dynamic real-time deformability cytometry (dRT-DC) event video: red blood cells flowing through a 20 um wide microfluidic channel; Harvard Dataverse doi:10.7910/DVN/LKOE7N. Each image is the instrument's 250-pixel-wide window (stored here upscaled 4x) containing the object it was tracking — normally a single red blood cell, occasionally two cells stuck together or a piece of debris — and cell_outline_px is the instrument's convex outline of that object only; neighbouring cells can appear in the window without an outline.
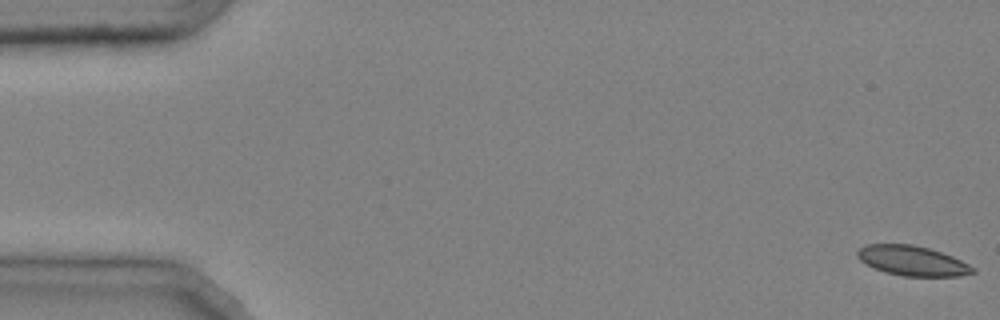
{"species": "common noctule bat (a hibernating species)", "species_latin": "Nyctalus noctula", "temperature_condition": "cold", "stored_images_in_passage": 48, "camera_frame_rate_fps": 3000, "um_per_image_px": 0.085, "animal": {"sex": "male", "body_mass_g": 20.4}, "frame": {"image": 1, "passage_image": 1, "time_ms": 0.0, "image_size_px": [1000, 320], "cell_outline_px": [[976, 272], [960, 276], [904, 276], [884, 272], [860, 260], [856, 256], [856, 252], [860, 248], [868, 244], [912, 244], [928, 248], [952, 256], [976, 268]], "centroid_in_image_um": [77.56, 22.16], "position_along_channel_um": 7.4, "area_um2": 19.94}}
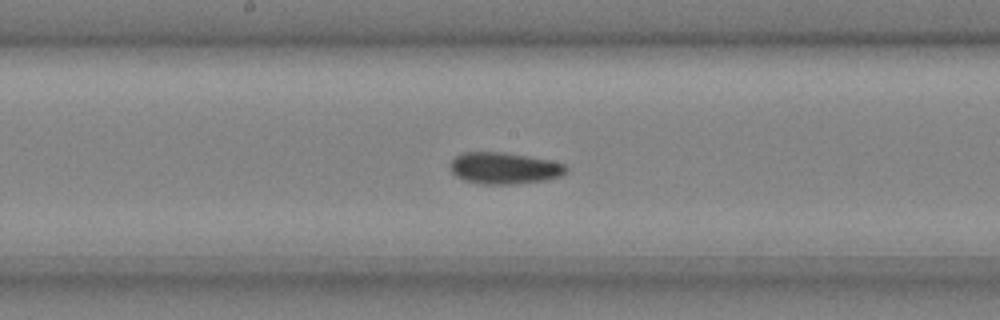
{"frame": {"image": 2, "passage_image": 26, "time_ms": 8.333, "image_size_px": [1000, 320], "cell_outline_px": [[568, 172], [560, 176], [544, 180], [516, 184], [480, 184], [464, 180], [456, 176], [452, 172], [448, 164], [456, 156], [464, 152], [500, 152], [528, 156], [552, 160], [564, 164], [568, 168]], "centroid_in_image_um": [42.86, 14.29], "position_along_channel_um": 205.3, "area_um2": 21.44}}
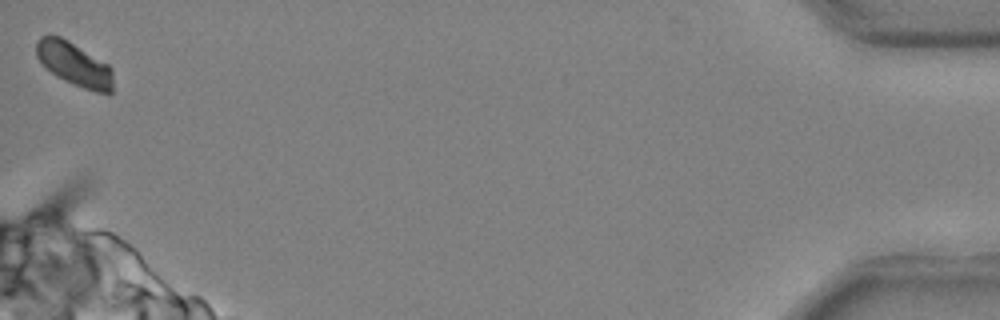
{"frame": {"image": 3, "passage_image": 48, "time_ms": 15.667, "image_size_px": [1000, 320], "cell_outline_px": [[112, 92], [108, 96], [84, 88], [64, 80], [56, 76], [36, 56], [36, 40], [40, 36], [48, 32], [60, 36], [68, 40], [108, 64], [112, 68]], "centroid_in_image_um": [6.31, 5.43], "position_along_channel_um": 428.9, "area_um2": 19.71}, "authors_computed_cell_mechanics": {"area_um2": 21.386, "velocity_mm_per_s": 4.0029, "shape_relaxation_time_tau1_ms": 8.2438, "shape_relaxation_time_tau2_ms": 5.6712, "deformation_change_tau1": 0.1359, "deformation_change_tau2": 0.0918}}